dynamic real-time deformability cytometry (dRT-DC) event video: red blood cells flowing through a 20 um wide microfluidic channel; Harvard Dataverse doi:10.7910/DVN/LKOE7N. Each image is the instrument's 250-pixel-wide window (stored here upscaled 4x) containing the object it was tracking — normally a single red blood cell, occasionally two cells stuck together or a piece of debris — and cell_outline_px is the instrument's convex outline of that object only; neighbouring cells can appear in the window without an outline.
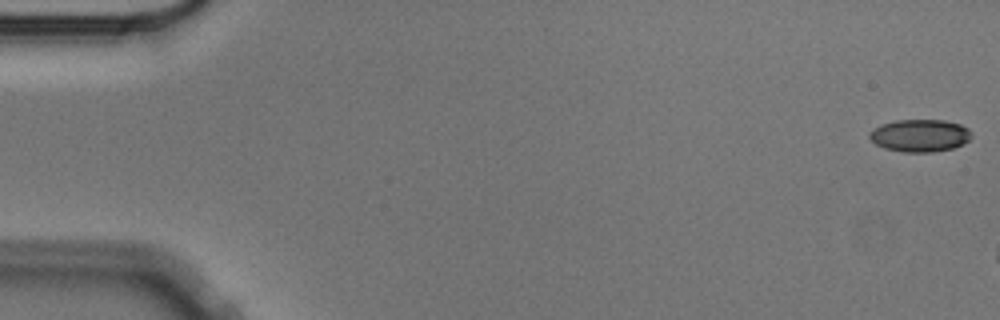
{"species": "Egyptian fruit bat (a non-hibernating species)", "species_latin": "Rousettus aegyptiacus", "temperature_condition": "cold", "stored_images_in_passage": 7, "camera_frame_rate_fps": 3000, "um_per_image_px": 0.085, "animal": {"sex": "male"}, "frame": {"image": 1, "passage_image": 1, "time_ms": 0.0, "image_size_px": [1000, 320], "cell_outline_px": [[972, 136], [964, 144], [952, 148], [932, 152], [904, 152], [884, 148], [876, 144], [868, 136], [868, 132], [880, 124], [896, 120], [944, 120], [960, 124], [968, 128], [972, 132]], "centroid_in_image_um": [78.19, 11.51], "position_along_channel_um": 6.8, "area_um2": 19.42}}